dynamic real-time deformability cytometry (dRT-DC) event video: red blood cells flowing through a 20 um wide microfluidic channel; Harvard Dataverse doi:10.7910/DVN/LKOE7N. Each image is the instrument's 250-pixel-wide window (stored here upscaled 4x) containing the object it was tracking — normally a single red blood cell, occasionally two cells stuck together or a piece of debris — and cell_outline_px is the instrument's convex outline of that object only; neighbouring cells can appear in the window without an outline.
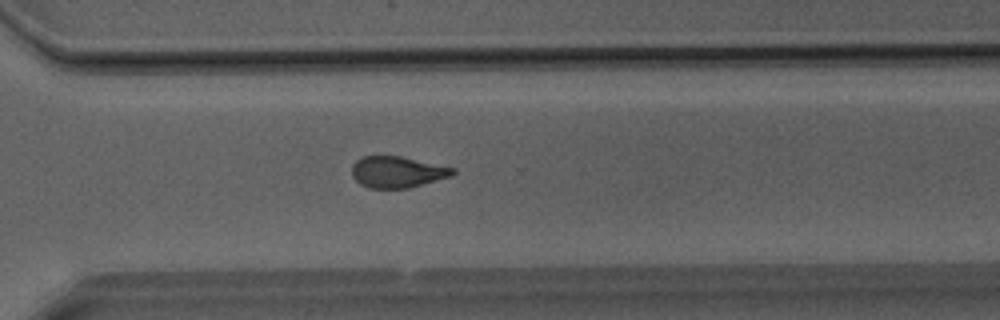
{"species": "Egyptian fruit bat (a non-hibernating species)", "species_latin": "Rousettus aegyptiacus", "temperature_condition": "room temperature", "stored_images_in_passage": 35, "camera_frame_rate_fps": 3000, "um_per_image_px": 0.085, "animal": {"sex": "male"}, "frame": {"image": 1, "passage_image": 24, "time_ms": 7.667, "image_size_px": [1000, 320], "cell_outline_px": [[456, 172], [452, 176], [408, 188], [368, 188], [360, 184], [352, 176], [352, 164], [356, 160], [364, 156], [400, 156], [456, 168]], "centroid_in_image_um": [33.77, 14.62], "position_along_channel_um": 336.8, "area_um2": 18.44}}
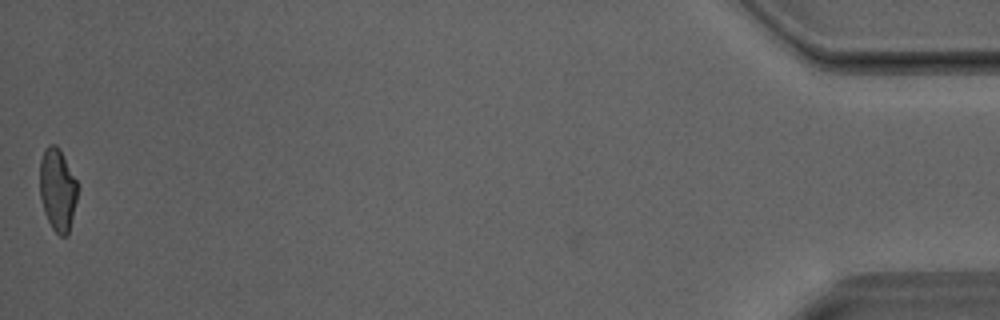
{"frame": {"image": 2, "passage_image": 35, "time_ms": 11.333, "image_size_px": [1000, 320], "cell_outline_px": [[76, 200], [68, 232], [64, 236], [60, 236], [52, 228], [44, 212], [40, 200], [40, 160], [44, 148], [48, 144], [56, 144], [76, 180]], "centroid_in_image_um": [4.85, 16.1], "position_along_channel_um": 430.4, "area_um2": 17.74}}